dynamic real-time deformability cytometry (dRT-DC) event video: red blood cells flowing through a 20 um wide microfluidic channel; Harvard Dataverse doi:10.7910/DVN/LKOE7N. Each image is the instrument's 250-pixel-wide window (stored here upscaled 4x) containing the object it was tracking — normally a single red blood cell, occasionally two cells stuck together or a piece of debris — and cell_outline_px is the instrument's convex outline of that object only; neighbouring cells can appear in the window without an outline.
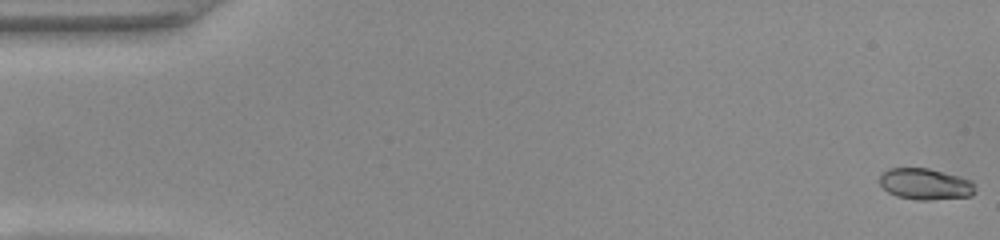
{"species": "common noctule bat (a hibernating species)", "species_latin": "Nyctalus noctula", "temperature_condition": "warm", "stored_images_in_passage": 52, "camera_frame_rate_fps": 3000, "um_per_image_px": 0.085, "animal": {"sex": "female", "body_mass_g": 22.0, "forearm_length_mm": 56.7}, "frame": {"image": 1, "passage_image": 1, "time_ms": 0.0, "image_size_px": [1000, 240], "cell_outline_px": [[976, 192], [972, 196], [932, 200], [920, 200], [896, 196], [888, 192], [880, 184], [880, 176], [888, 168], [928, 168], [972, 180]], "centroid_in_image_um": [78.67, 15.65], "position_along_channel_um": 6.3, "area_um2": 17.4}}
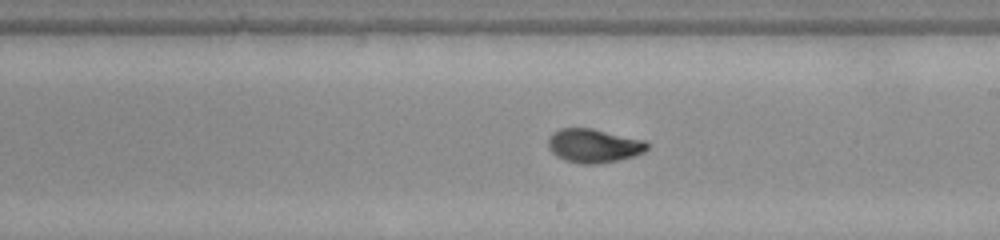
{"frame": {"image": 2, "passage_image": 30, "time_ms": 9.667, "image_size_px": [1000, 240], "cell_outline_px": [[648, 148], [644, 152], [636, 156], [600, 164], [580, 164], [564, 160], [556, 156], [548, 148], [548, 140], [552, 132], [560, 128], [592, 128], [644, 140], [648, 144]], "centroid_in_image_um": [50.46, 12.39], "position_along_channel_um": 238.5, "area_um2": 19.71}}
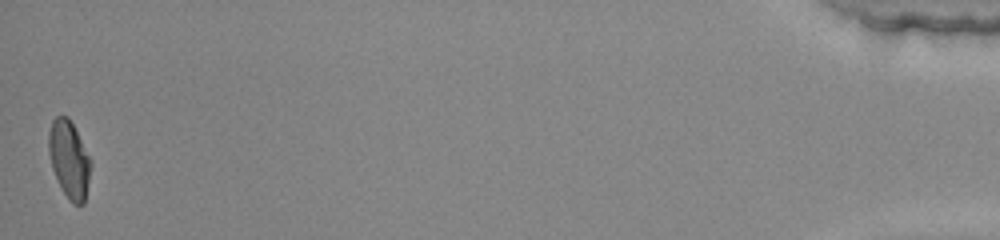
{"frame": {"image": 3, "passage_image": 52, "time_ms": 17.0, "image_size_px": [1000, 240], "cell_outline_px": [[92, 164], [84, 204], [72, 204], [68, 200], [52, 168], [48, 152], [48, 132], [52, 120], [56, 116], [68, 116]], "centroid_in_image_um": [5.86, 13.56], "position_along_channel_um": 429.3, "area_um2": 18.67}, "authors_computed_cell_mechanics": {"area_um2": 18.9295, "velocity_mm_per_s": 3.9498, "shape_relaxation_time_tau1_ms": 6.2093, "shape_relaxation_time_tau2_ms": 0.8196, "deformation_change_tau1": 0.2483, "deformation_change_tau2": 0.0476}}